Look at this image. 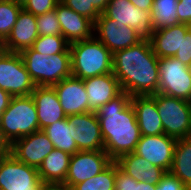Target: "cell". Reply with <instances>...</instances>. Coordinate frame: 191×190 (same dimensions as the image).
<instances>
[{
	"label": "cell",
	"instance_id": "32",
	"mask_svg": "<svg viewBox=\"0 0 191 190\" xmlns=\"http://www.w3.org/2000/svg\"><path fill=\"white\" fill-rule=\"evenodd\" d=\"M76 13L90 19L93 23L99 18L101 13L96 8H89V0H60Z\"/></svg>",
	"mask_w": 191,
	"mask_h": 190
},
{
	"label": "cell",
	"instance_id": "37",
	"mask_svg": "<svg viewBox=\"0 0 191 190\" xmlns=\"http://www.w3.org/2000/svg\"><path fill=\"white\" fill-rule=\"evenodd\" d=\"M177 15L179 23L191 25V0H179Z\"/></svg>",
	"mask_w": 191,
	"mask_h": 190
},
{
	"label": "cell",
	"instance_id": "30",
	"mask_svg": "<svg viewBox=\"0 0 191 190\" xmlns=\"http://www.w3.org/2000/svg\"><path fill=\"white\" fill-rule=\"evenodd\" d=\"M69 45L62 35L39 36L31 48L40 54L50 56L64 52Z\"/></svg>",
	"mask_w": 191,
	"mask_h": 190
},
{
	"label": "cell",
	"instance_id": "7",
	"mask_svg": "<svg viewBox=\"0 0 191 190\" xmlns=\"http://www.w3.org/2000/svg\"><path fill=\"white\" fill-rule=\"evenodd\" d=\"M158 93L191 102V73L186 64L174 57L159 58Z\"/></svg>",
	"mask_w": 191,
	"mask_h": 190
},
{
	"label": "cell",
	"instance_id": "22",
	"mask_svg": "<svg viewBox=\"0 0 191 190\" xmlns=\"http://www.w3.org/2000/svg\"><path fill=\"white\" fill-rule=\"evenodd\" d=\"M115 162L122 171L135 180L152 185H157L167 173L134 152L119 157Z\"/></svg>",
	"mask_w": 191,
	"mask_h": 190
},
{
	"label": "cell",
	"instance_id": "33",
	"mask_svg": "<svg viewBox=\"0 0 191 190\" xmlns=\"http://www.w3.org/2000/svg\"><path fill=\"white\" fill-rule=\"evenodd\" d=\"M60 0H27L23 10L37 16L54 10Z\"/></svg>",
	"mask_w": 191,
	"mask_h": 190
},
{
	"label": "cell",
	"instance_id": "24",
	"mask_svg": "<svg viewBox=\"0 0 191 190\" xmlns=\"http://www.w3.org/2000/svg\"><path fill=\"white\" fill-rule=\"evenodd\" d=\"M71 155L54 148L38 168L45 186H61L67 177Z\"/></svg>",
	"mask_w": 191,
	"mask_h": 190
},
{
	"label": "cell",
	"instance_id": "16",
	"mask_svg": "<svg viewBox=\"0 0 191 190\" xmlns=\"http://www.w3.org/2000/svg\"><path fill=\"white\" fill-rule=\"evenodd\" d=\"M52 87L66 116L89 112L88 96L82 79L71 75Z\"/></svg>",
	"mask_w": 191,
	"mask_h": 190
},
{
	"label": "cell",
	"instance_id": "26",
	"mask_svg": "<svg viewBox=\"0 0 191 190\" xmlns=\"http://www.w3.org/2000/svg\"><path fill=\"white\" fill-rule=\"evenodd\" d=\"M53 143L54 148L74 155L78 152V147L72 138L71 127L68 125L67 117L56 121L42 130Z\"/></svg>",
	"mask_w": 191,
	"mask_h": 190
},
{
	"label": "cell",
	"instance_id": "15",
	"mask_svg": "<svg viewBox=\"0 0 191 190\" xmlns=\"http://www.w3.org/2000/svg\"><path fill=\"white\" fill-rule=\"evenodd\" d=\"M99 32L98 40L101 41L112 54L126 49L141 41L134 28L118 24L116 20L106 17L103 13L94 23V31Z\"/></svg>",
	"mask_w": 191,
	"mask_h": 190
},
{
	"label": "cell",
	"instance_id": "29",
	"mask_svg": "<svg viewBox=\"0 0 191 190\" xmlns=\"http://www.w3.org/2000/svg\"><path fill=\"white\" fill-rule=\"evenodd\" d=\"M22 6L8 0H0V40L4 41L10 34Z\"/></svg>",
	"mask_w": 191,
	"mask_h": 190
},
{
	"label": "cell",
	"instance_id": "28",
	"mask_svg": "<svg viewBox=\"0 0 191 190\" xmlns=\"http://www.w3.org/2000/svg\"><path fill=\"white\" fill-rule=\"evenodd\" d=\"M116 162L113 161L106 169L90 179L75 184L71 190H114Z\"/></svg>",
	"mask_w": 191,
	"mask_h": 190
},
{
	"label": "cell",
	"instance_id": "43",
	"mask_svg": "<svg viewBox=\"0 0 191 190\" xmlns=\"http://www.w3.org/2000/svg\"><path fill=\"white\" fill-rule=\"evenodd\" d=\"M47 190H71L62 186H47Z\"/></svg>",
	"mask_w": 191,
	"mask_h": 190
},
{
	"label": "cell",
	"instance_id": "6",
	"mask_svg": "<svg viewBox=\"0 0 191 190\" xmlns=\"http://www.w3.org/2000/svg\"><path fill=\"white\" fill-rule=\"evenodd\" d=\"M151 96L156 100L164 134L176 139L191 136V102L161 93Z\"/></svg>",
	"mask_w": 191,
	"mask_h": 190
},
{
	"label": "cell",
	"instance_id": "1",
	"mask_svg": "<svg viewBox=\"0 0 191 190\" xmlns=\"http://www.w3.org/2000/svg\"><path fill=\"white\" fill-rule=\"evenodd\" d=\"M131 98L122 91L95 112L100 122L104 151L113 161L134 152L142 136Z\"/></svg>",
	"mask_w": 191,
	"mask_h": 190
},
{
	"label": "cell",
	"instance_id": "31",
	"mask_svg": "<svg viewBox=\"0 0 191 190\" xmlns=\"http://www.w3.org/2000/svg\"><path fill=\"white\" fill-rule=\"evenodd\" d=\"M39 36L62 35L60 22L54 10L36 16Z\"/></svg>",
	"mask_w": 191,
	"mask_h": 190
},
{
	"label": "cell",
	"instance_id": "40",
	"mask_svg": "<svg viewBox=\"0 0 191 190\" xmlns=\"http://www.w3.org/2000/svg\"><path fill=\"white\" fill-rule=\"evenodd\" d=\"M135 7L141 10L151 11L154 0H129Z\"/></svg>",
	"mask_w": 191,
	"mask_h": 190
},
{
	"label": "cell",
	"instance_id": "44",
	"mask_svg": "<svg viewBox=\"0 0 191 190\" xmlns=\"http://www.w3.org/2000/svg\"><path fill=\"white\" fill-rule=\"evenodd\" d=\"M8 1H11L14 4H17L23 7L27 0H8Z\"/></svg>",
	"mask_w": 191,
	"mask_h": 190
},
{
	"label": "cell",
	"instance_id": "35",
	"mask_svg": "<svg viewBox=\"0 0 191 190\" xmlns=\"http://www.w3.org/2000/svg\"><path fill=\"white\" fill-rule=\"evenodd\" d=\"M156 190H189L176 176L167 172L156 185Z\"/></svg>",
	"mask_w": 191,
	"mask_h": 190
},
{
	"label": "cell",
	"instance_id": "10",
	"mask_svg": "<svg viewBox=\"0 0 191 190\" xmlns=\"http://www.w3.org/2000/svg\"><path fill=\"white\" fill-rule=\"evenodd\" d=\"M113 160L104 150L78 151L71 155L69 169L62 187L71 189L106 169Z\"/></svg>",
	"mask_w": 191,
	"mask_h": 190
},
{
	"label": "cell",
	"instance_id": "41",
	"mask_svg": "<svg viewBox=\"0 0 191 190\" xmlns=\"http://www.w3.org/2000/svg\"><path fill=\"white\" fill-rule=\"evenodd\" d=\"M108 3L109 0H89V8H96L102 14Z\"/></svg>",
	"mask_w": 191,
	"mask_h": 190
},
{
	"label": "cell",
	"instance_id": "47",
	"mask_svg": "<svg viewBox=\"0 0 191 190\" xmlns=\"http://www.w3.org/2000/svg\"><path fill=\"white\" fill-rule=\"evenodd\" d=\"M188 68H189V71L191 73V61H190V64L188 65Z\"/></svg>",
	"mask_w": 191,
	"mask_h": 190
},
{
	"label": "cell",
	"instance_id": "38",
	"mask_svg": "<svg viewBox=\"0 0 191 190\" xmlns=\"http://www.w3.org/2000/svg\"><path fill=\"white\" fill-rule=\"evenodd\" d=\"M11 153V144L4 137L0 125V156H5Z\"/></svg>",
	"mask_w": 191,
	"mask_h": 190
},
{
	"label": "cell",
	"instance_id": "12",
	"mask_svg": "<svg viewBox=\"0 0 191 190\" xmlns=\"http://www.w3.org/2000/svg\"><path fill=\"white\" fill-rule=\"evenodd\" d=\"M67 119L79 151L104 150L100 122L95 112L69 115Z\"/></svg>",
	"mask_w": 191,
	"mask_h": 190
},
{
	"label": "cell",
	"instance_id": "20",
	"mask_svg": "<svg viewBox=\"0 0 191 190\" xmlns=\"http://www.w3.org/2000/svg\"><path fill=\"white\" fill-rule=\"evenodd\" d=\"M31 96L36 105L40 130L67 117L52 86H36Z\"/></svg>",
	"mask_w": 191,
	"mask_h": 190
},
{
	"label": "cell",
	"instance_id": "39",
	"mask_svg": "<svg viewBox=\"0 0 191 190\" xmlns=\"http://www.w3.org/2000/svg\"><path fill=\"white\" fill-rule=\"evenodd\" d=\"M12 96L2 89H0V115L7 109Z\"/></svg>",
	"mask_w": 191,
	"mask_h": 190
},
{
	"label": "cell",
	"instance_id": "11",
	"mask_svg": "<svg viewBox=\"0 0 191 190\" xmlns=\"http://www.w3.org/2000/svg\"><path fill=\"white\" fill-rule=\"evenodd\" d=\"M103 14L120 25L134 28L141 40H150L154 33L151 11L141 10L129 0H109Z\"/></svg>",
	"mask_w": 191,
	"mask_h": 190
},
{
	"label": "cell",
	"instance_id": "5",
	"mask_svg": "<svg viewBox=\"0 0 191 190\" xmlns=\"http://www.w3.org/2000/svg\"><path fill=\"white\" fill-rule=\"evenodd\" d=\"M0 125L10 144L39 131L38 114L32 96H13L7 109L0 115Z\"/></svg>",
	"mask_w": 191,
	"mask_h": 190
},
{
	"label": "cell",
	"instance_id": "19",
	"mask_svg": "<svg viewBox=\"0 0 191 190\" xmlns=\"http://www.w3.org/2000/svg\"><path fill=\"white\" fill-rule=\"evenodd\" d=\"M38 37L36 16L22 9L13 29L3 41L4 49L20 53L24 49L31 48Z\"/></svg>",
	"mask_w": 191,
	"mask_h": 190
},
{
	"label": "cell",
	"instance_id": "45",
	"mask_svg": "<svg viewBox=\"0 0 191 190\" xmlns=\"http://www.w3.org/2000/svg\"><path fill=\"white\" fill-rule=\"evenodd\" d=\"M5 51L4 49V43L2 40H0V55Z\"/></svg>",
	"mask_w": 191,
	"mask_h": 190
},
{
	"label": "cell",
	"instance_id": "17",
	"mask_svg": "<svg viewBox=\"0 0 191 190\" xmlns=\"http://www.w3.org/2000/svg\"><path fill=\"white\" fill-rule=\"evenodd\" d=\"M55 11L60 22L62 36L69 44L94 36L92 35L94 23L90 19L76 13L61 1L57 3Z\"/></svg>",
	"mask_w": 191,
	"mask_h": 190
},
{
	"label": "cell",
	"instance_id": "46",
	"mask_svg": "<svg viewBox=\"0 0 191 190\" xmlns=\"http://www.w3.org/2000/svg\"><path fill=\"white\" fill-rule=\"evenodd\" d=\"M40 190H47V186H43Z\"/></svg>",
	"mask_w": 191,
	"mask_h": 190
},
{
	"label": "cell",
	"instance_id": "34",
	"mask_svg": "<svg viewBox=\"0 0 191 190\" xmlns=\"http://www.w3.org/2000/svg\"><path fill=\"white\" fill-rule=\"evenodd\" d=\"M137 180L122 171L116 163L114 190H134Z\"/></svg>",
	"mask_w": 191,
	"mask_h": 190
},
{
	"label": "cell",
	"instance_id": "8",
	"mask_svg": "<svg viewBox=\"0 0 191 190\" xmlns=\"http://www.w3.org/2000/svg\"><path fill=\"white\" fill-rule=\"evenodd\" d=\"M35 87L20 53L4 51L0 55V89L13 97L31 95Z\"/></svg>",
	"mask_w": 191,
	"mask_h": 190
},
{
	"label": "cell",
	"instance_id": "25",
	"mask_svg": "<svg viewBox=\"0 0 191 190\" xmlns=\"http://www.w3.org/2000/svg\"><path fill=\"white\" fill-rule=\"evenodd\" d=\"M169 172L188 189L191 187V136L177 139Z\"/></svg>",
	"mask_w": 191,
	"mask_h": 190
},
{
	"label": "cell",
	"instance_id": "4",
	"mask_svg": "<svg viewBox=\"0 0 191 190\" xmlns=\"http://www.w3.org/2000/svg\"><path fill=\"white\" fill-rule=\"evenodd\" d=\"M25 67L35 86H53L72 75L71 52L43 55L32 48L20 52Z\"/></svg>",
	"mask_w": 191,
	"mask_h": 190
},
{
	"label": "cell",
	"instance_id": "14",
	"mask_svg": "<svg viewBox=\"0 0 191 190\" xmlns=\"http://www.w3.org/2000/svg\"><path fill=\"white\" fill-rule=\"evenodd\" d=\"M53 149L54 145L49 137L39 130L15 140L11 144L10 154L20 162L39 168Z\"/></svg>",
	"mask_w": 191,
	"mask_h": 190
},
{
	"label": "cell",
	"instance_id": "9",
	"mask_svg": "<svg viewBox=\"0 0 191 190\" xmlns=\"http://www.w3.org/2000/svg\"><path fill=\"white\" fill-rule=\"evenodd\" d=\"M38 168L18 161L12 154L0 158V190H40Z\"/></svg>",
	"mask_w": 191,
	"mask_h": 190
},
{
	"label": "cell",
	"instance_id": "36",
	"mask_svg": "<svg viewBox=\"0 0 191 190\" xmlns=\"http://www.w3.org/2000/svg\"><path fill=\"white\" fill-rule=\"evenodd\" d=\"M174 58L180 60L187 66L191 61V28L186 32L185 36H182V44L180 50H178Z\"/></svg>",
	"mask_w": 191,
	"mask_h": 190
},
{
	"label": "cell",
	"instance_id": "3",
	"mask_svg": "<svg viewBox=\"0 0 191 190\" xmlns=\"http://www.w3.org/2000/svg\"><path fill=\"white\" fill-rule=\"evenodd\" d=\"M69 48L72 76L83 80L113 72V54L97 37L74 42Z\"/></svg>",
	"mask_w": 191,
	"mask_h": 190
},
{
	"label": "cell",
	"instance_id": "27",
	"mask_svg": "<svg viewBox=\"0 0 191 190\" xmlns=\"http://www.w3.org/2000/svg\"><path fill=\"white\" fill-rule=\"evenodd\" d=\"M179 0H154L151 24L154 31L179 24L177 5Z\"/></svg>",
	"mask_w": 191,
	"mask_h": 190
},
{
	"label": "cell",
	"instance_id": "13",
	"mask_svg": "<svg viewBox=\"0 0 191 190\" xmlns=\"http://www.w3.org/2000/svg\"><path fill=\"white\" fill-rule=\"evenodd\" d=\"M176 141V138L164 133L154 136H141L134 153L152 165L169 172L173 162Z\"/></svg>",
	"mask_w": 191,
	"mask_h": 190
},
{
	"label": "cell",
	"instance_id": "21",
	"mask_svg": "<svg viewBox=\"0 0 191 190\" xmlns=\"http://www.w3.org/2000/svg\"><path fill=\"white\" fill-rule=\"evenodd\" d=\"M131 104L135 110L137 124L142 136H154L164 133L156 100L151 95L133 96Z\"/></svg>",
	"mask_w": 191,
	"mask_h": 190
},
{
	"label": "cell",
	"instance_id": "23",
	"mask_svg": "<svg viewBox=\"0 0 191 190\" xmlns=\"http://www.w3.org/2000/svg\"><path fill=\"white\" fill-rule=\"evenodd\" d=\"M190 28L191 25L179 23L154 31L150 43L155 55L158 58L174 57L181 48L182 36H185Z\"/></svg>",
	"mask_w": 191,
	"mask_h": 190
},
{
	"label": "cell",
	"instance_id": "2",
	"mask_svg": "<svg viewBox=\"0 0 191 190\" xmlns=\"http://www.w3.org/2000/svg\"><path fill=\"white\" fill-rule=\"evenodd\" d=\"M159 58L153 52L150 40L113 53V74L122 91L131 97L158 93Z\"/></svg>",
	"mask_w": 191,
	"mask_h": 190
},
{
	"label": "cell",
	"instance_id": "18",
	"mask_svg": "<svg viewBox=\"0 0 191 190\" xmlns=\"http://www.w3.org/2000/svg\"><path fill=\"white\" fill-rule=\"evenodd\" d=\"M83 82L88 96L89 112H96L102 105L122 92L120 83L113 72L89 77L83 79Z\"/></svg>",
	"mask_w": 191,
	"mask_h": 190
},
{
	"label": "cell",
	"instance_id": "42",
	"mask_svg": "<svg viewBox=\"0 0 191 190\" xmlns=\"http://www.w3.org/2000/svg\"><path fill=\"white\" fill-rule=\"evenodd\" d=\"M134 190H156V185H152L147 182L137 181Z\"/></svg>",
	"mask_w": 191,
	"mask_h": 190
}]
</instances>
